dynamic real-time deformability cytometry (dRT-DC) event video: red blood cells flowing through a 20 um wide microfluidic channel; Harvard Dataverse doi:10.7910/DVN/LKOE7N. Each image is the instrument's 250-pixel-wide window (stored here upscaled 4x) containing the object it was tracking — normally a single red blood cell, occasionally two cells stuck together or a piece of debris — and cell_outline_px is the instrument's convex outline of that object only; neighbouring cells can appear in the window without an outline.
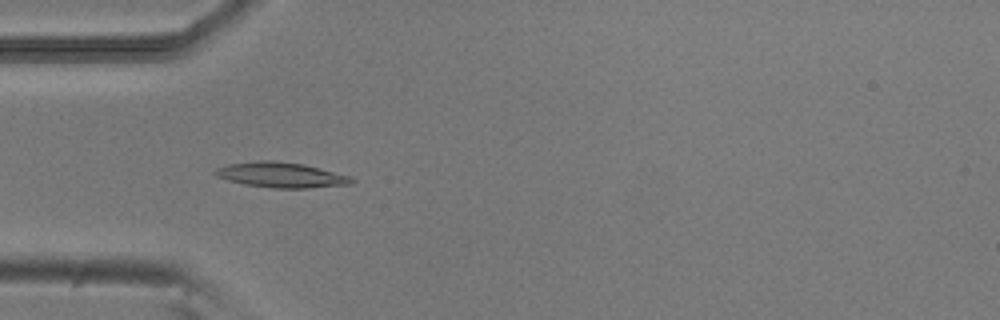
{"species": "common noctule bat (a hibernating species)", "species_latin": "Nyctalus noctula", "temperature_condition": "room temperature", "stored_images_in_passage": 5, "camera_frame_rate_fps": 3000, "um_per_image_px": 0.085, "animal": {"sex": "male", "body_mass_g": 20.5, "forearm_length_mm": 52.5}, "frame": {"image": 1, "passage_image": 3, "time_ms": 0.667, "image_size_px": [1000, 320], "cell_outline_px": [[356, 180], [352, 184], [308, 188], [272, 188], [244, 184], [228, 180], [216, 176], [212, 172], [216, 168], [228, 164], [260, 160], [272, 160], [304, 164], [348, 176]], "centroid_in_image_um": [23.86, 14.87], "position_along_channel_um": 61.1, "area_um2": 20.0}}
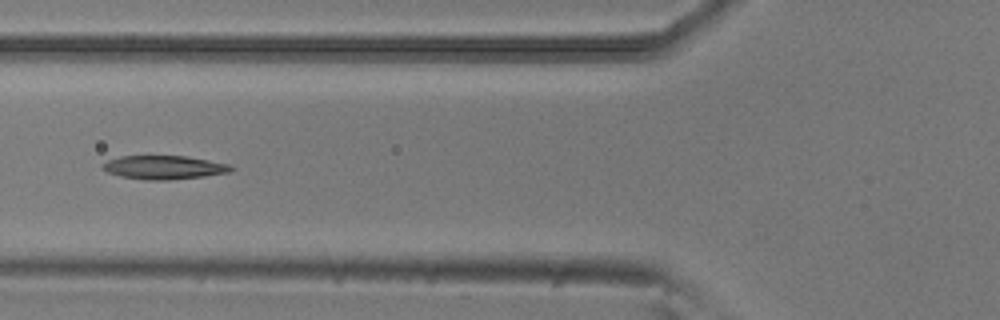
{"frame": {"image": 2, "passage_image": 4, "time_ms": 1.0, "image_size_px": [1000, 320], "cell_outline_px": [[232, 172], [204, 176], [168, 180], [148, 180], [120, 176], [108, 172], [100, 168], [100, 164], [108, 160], [120, 156], [188, 156], [228, 164], [232, 168]], "centroid_in_image_um": [13.9, 14.22], "position_along_channel_um": 111.9, "area_um2": 17.69}}
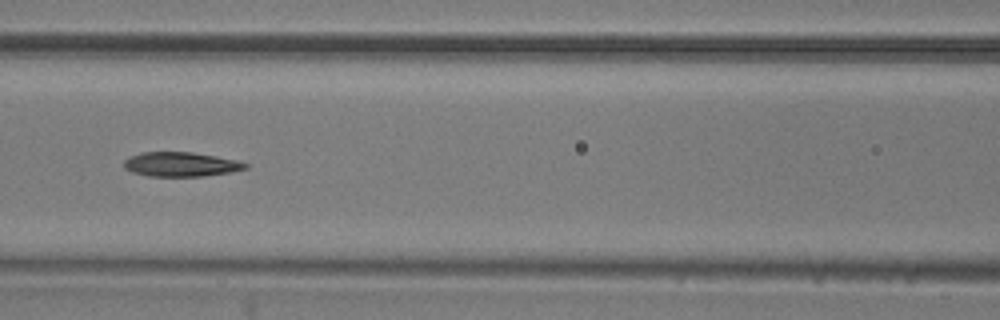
{"frame": {"image": 3, "passage_image": 5, "time_ms": 1.333, "image_size_px": [1000, 320], "cell_outline_px": [[248, 168], [228, 172], [204, 176], [148, 176], [132, 172], [124, 168], [124, 160], [128, 156], [140, 152], [192, 152], [216, 156], [236, 160], [248, 164]], "centroid_in_image_um": [15.32, 13.96], "position_along_channel_um": 151.3, "area_um2": 17.28}}